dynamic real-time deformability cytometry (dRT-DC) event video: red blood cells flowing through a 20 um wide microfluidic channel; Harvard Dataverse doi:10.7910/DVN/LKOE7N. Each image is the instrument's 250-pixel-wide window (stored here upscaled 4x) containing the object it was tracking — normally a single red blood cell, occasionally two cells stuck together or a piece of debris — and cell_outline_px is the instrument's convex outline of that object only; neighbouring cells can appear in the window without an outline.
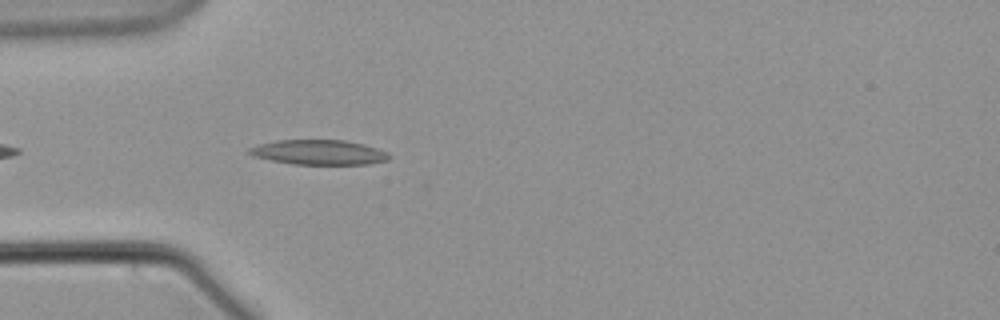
{"species": "common noctule bat (a hibernating species)", "species_latin": "Nyctalus noctula", "temperature_condition": "warm", "stored_images_in_passage": 25, "camera_frame_rate_fps": 3000, "um_per_image_px": 0.085, "animal": {"sex": "male", "body_mass_g": 21.5, "forearm_length_mm": 52.0}, "frame": {"image": 1, "passage_image": 4, "time_ms": 1.0, "image_size_px": [1000, 320], "cell_outline_px": [[392, 156], [388, 160], [368, 164], [292, 164], [252, 156], [248, 152], [248, 148], [260, 144], [276, 140], [344, 140], [364, 144], [388, 152]], "centroid_in_image_um": [27.12, 12.94], "position_along_channel_um": 57.9, "area_um2": 20.23}}